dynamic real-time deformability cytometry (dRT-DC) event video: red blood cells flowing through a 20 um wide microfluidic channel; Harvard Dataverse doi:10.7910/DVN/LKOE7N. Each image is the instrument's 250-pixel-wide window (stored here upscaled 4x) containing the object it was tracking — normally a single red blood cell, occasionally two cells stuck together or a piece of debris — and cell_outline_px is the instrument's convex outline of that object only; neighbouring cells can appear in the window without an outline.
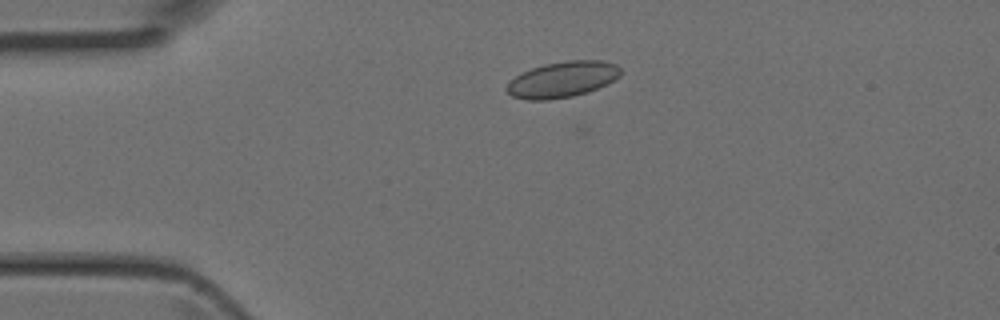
{"species": "Egyptian fruit bat (a non-hibernating species)", "species_latin": "Rousettus aegyptiacus", "temperature_condition": "room temperature", "stored_images_in_passage": 4, "camera_frame_rate_fps": 3000, "um_per_image_px": 0.085, "animal": {"sex": "female"}, "frame": {"image": 1, "passage_image": 3, "time_ms": 0.667, "image_size_px": [1000, 320], "cell_outline_px": [[620, 76], [608, 84], [588, 92], [572, 96], [548, 100], [528, 100], [512, 96], [504, 88], [508, 80], [532, 68], [544, 64], [568, 60], [600, 60], [616, 64], [620, 68]], "centroid_in_image_um": [47.79, 6.76], "position_along_channel_um": 37.2, "area_um2": 23.93}}